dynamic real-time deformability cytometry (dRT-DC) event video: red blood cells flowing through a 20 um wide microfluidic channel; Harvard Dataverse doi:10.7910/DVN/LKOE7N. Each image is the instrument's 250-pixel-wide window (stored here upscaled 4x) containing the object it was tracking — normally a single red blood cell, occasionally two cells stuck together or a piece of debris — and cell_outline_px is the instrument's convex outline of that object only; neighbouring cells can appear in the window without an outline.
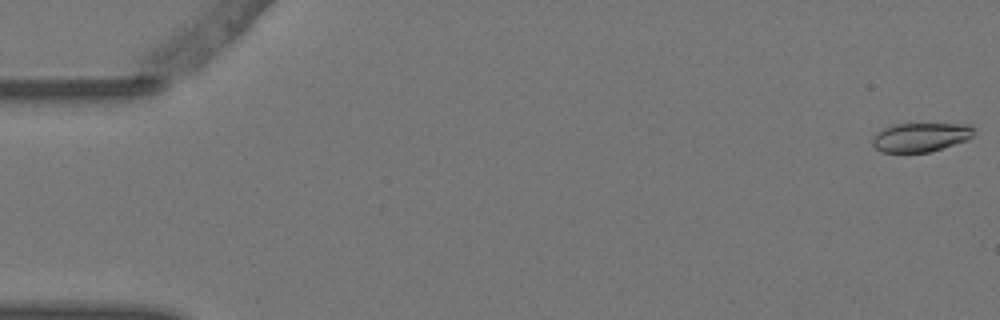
{"species": "Egyptian fruit bat (a non-hibernating species)", "species_latin": "Rousettus aegyptiacus", "temperature_condition": "warm", "stored_images_in_passage": 8, "camera_frame_rate_fps": 3000, "um_per_image_px": 0.085, "animal": {"sex": "female"}, "frame": {"image": 1, "passage_image": 1, "time_ms": 0.0, "image_size_px": [1000, 320], "cell_outline_px": [[972, 136], [964, 140], [928, 152], [880, 152], [872, 144], [872, 140], [876, 132], [884, 128], [896, 124], [968, 124], [972, 128]], "centroid_in_image_um": [78.17, 11.66], "position_along_channel_um": 6.8, "area_um2": 16.7}}
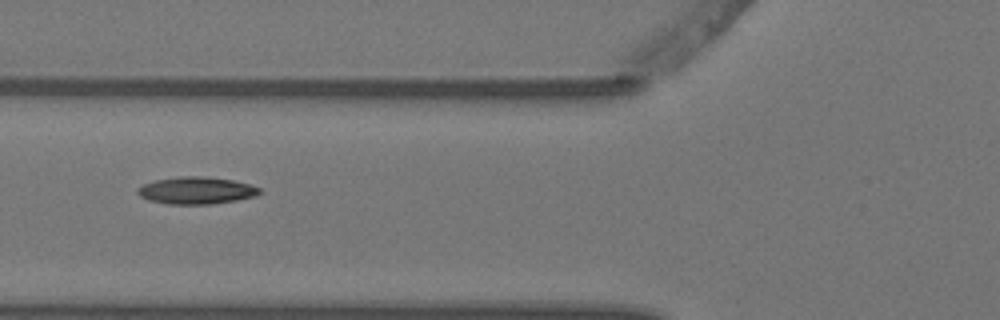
{"frame": {"image": 2, "passage_image": 6, "time_ms": 1.667, "image_size_px": [1000, 320], "cell_outline_px": [[260, 192], [256, 196], [236, 200], [208, 204], [168, 204], [148, 200], [140, 196], [136, 192], [136, 188], [144, 184], [156, 180], [180, 176], [204, 176], [232, 180], [248, 184], [260, 188]], "centroid_in_image_um": [16.65, 16.19], "position_along_channel_um": 109.1, "area_um2": 19.19}}
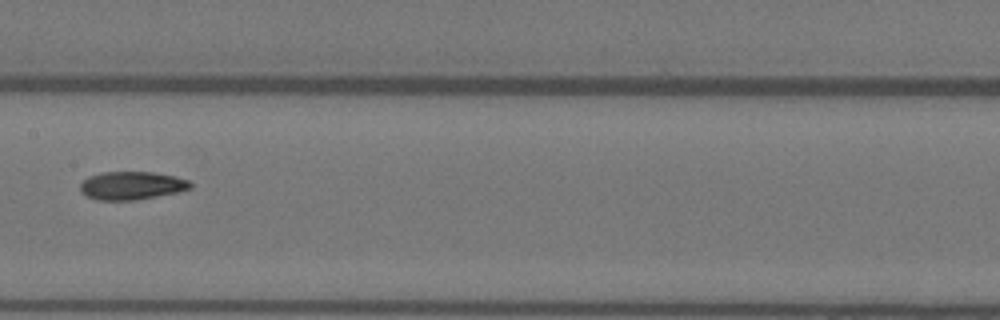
{"frame": {"image": 3, "passage_image": 8, "time_ms": 2.333, "image_size_px": [1000, 320], "cell_outline_px": [[192, 188], [176, 192], [136, 200], [96, 200], [84, 196], [80, 192], [80, 184], [88, 176], [104, 172], [152, 172], [176, 176], [188, 180], [192, 184]], "centroid_in_image_um": [11.16, 15.77], "position_along_channel_um": 196.2, "area_um2": 18.15}}